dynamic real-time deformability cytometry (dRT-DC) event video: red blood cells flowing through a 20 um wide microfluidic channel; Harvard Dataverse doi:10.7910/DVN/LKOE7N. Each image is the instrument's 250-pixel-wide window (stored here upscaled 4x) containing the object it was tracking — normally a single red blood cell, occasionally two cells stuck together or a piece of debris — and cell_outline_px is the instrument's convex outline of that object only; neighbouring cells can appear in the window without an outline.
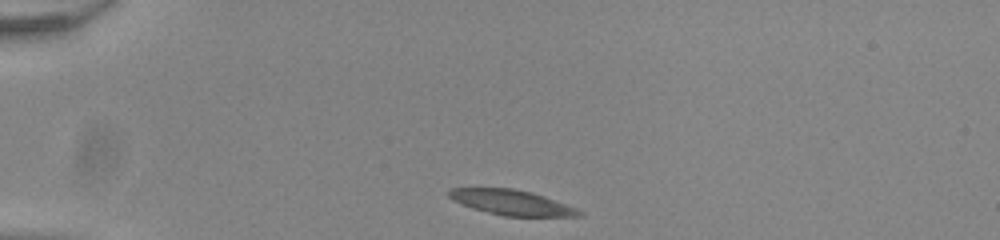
{"species": "common noctule bat (a hibernating species)", "species_latin": "Nyctalus noctula", "temperature_condition": "room temperature", "stored_images_in_passage": 41, "camera_frame_rate_fps": 3000, "um_per_image_px": 0.085, "animal": {"sex": "male", "body_mass_g": 20.0, "forearm_length_mm": 53.3}, "frame": {"image": 1, "passage_image": 1, "time_ms": 0.0, "image_size_px": [1000, 240], "cell_outline_px": [[584, 216], [504, 216], [472, 208], [448, 196], [448, 192], [452, 188], [512, 188], [532, 192], [544, 196], [576, 208], [584, 212]], "centroid_in_image_um": [43.54, 17.21], "position_along_channel_um": 41.5, "area_um2": 18.79}}
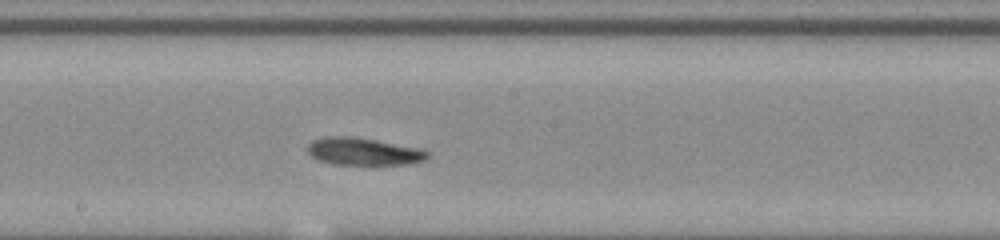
{"frame": {"image": 2, "passage_image": 18, "time_ms": 5.667, "image_size_px": [1000, 240], "cell_outline_px": [[428, 156], [424, 160], [404, 164], [376, 168], [368, 168], [332, 164], [320, 160], [312, 156], [308, 152], [308, 144], [312, 140], [328, 136], [352, 136], [416, 148], [428, 152]], "centroid_in_image_um": [30.86, 12.94], "position_along_channel_um": 217.3, "area_um2": 19.77}}
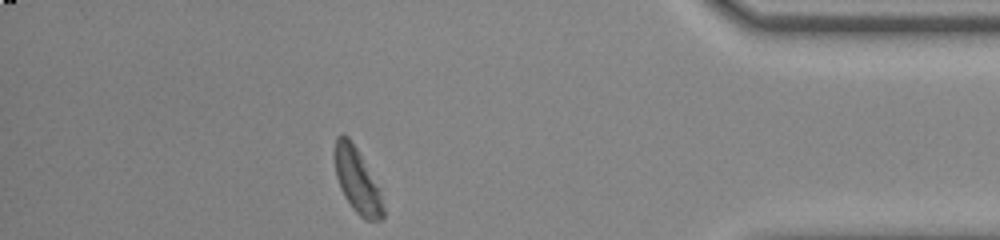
{"frame": {"image": 3, "passage_image": 35, "time_ms": 11.333, "image_size_px": [1000, 240], "cell_outline_px": [[384, 220], [364, 220], [352, 208], [344, 196], [340, 188], [336, 176], [336, 136], [348, 136], [356, 148], [380, 196], [384, 208]], "centroid_in_image_um": [30.34, 15.44], "position_along_channel_um": 404.9, "area_um2": 17.17}, "authors_computed_cell_mechanics": {"area_um2": 19.1318, "velocity_mm_per_s": 3.9019, "shape_relaxation_time_tau1_ms": 3.4977, "shape_relaxation_time_tau2_ms": null, "deformation_change_tau1": 0.1169, "deformation_change_tau2": null}}